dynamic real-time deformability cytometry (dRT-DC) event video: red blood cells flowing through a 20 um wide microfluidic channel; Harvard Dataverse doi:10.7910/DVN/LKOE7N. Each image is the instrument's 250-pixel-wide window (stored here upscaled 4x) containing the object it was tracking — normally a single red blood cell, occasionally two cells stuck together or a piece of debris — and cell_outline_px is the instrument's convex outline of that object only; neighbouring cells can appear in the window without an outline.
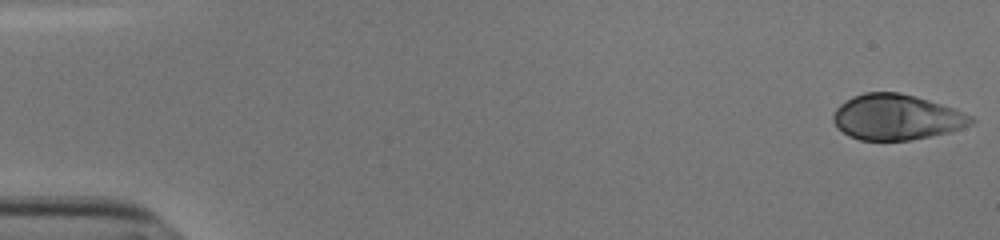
{"species": "human", "species_latin": "Homo sapiens", "temperature_condition": "cold", "stored_images_in_passage": 53, "camera_frame_rate_fps": 3000, "um_per_image_px": 0.085, "donor": {"sex": "male"}, "frame": {"image": 1, "passage_image": 1, "time_ms": 0.0, "image_size_px": [1000, 240], "cell_outline_px": [[976, 120], [972, 124], [948, 132], [908, 140], [860, 140], [848, 136], [836, 128], [832, 120], [832, 116], [836, 108], [840, 104], [852, 96], [864, 92], [900, 92], [916, 96], [952, 108], [972, 116]], "centroid_in_image_um": [76.14, 9.95], "position_along_channel_um": 8.9, "area_um2": 36.53}}
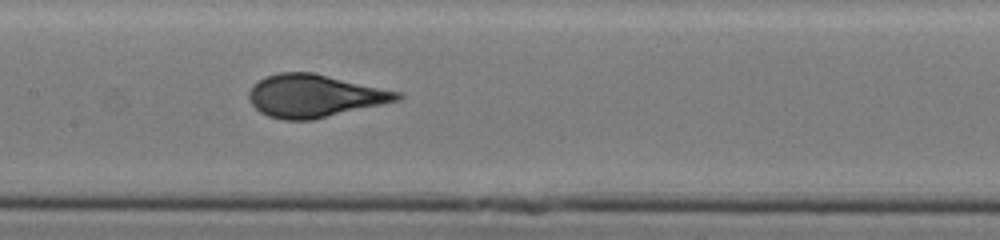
{"frame": {"image": 2, "passage_image": 27, "time_ms": 8.667, "image_size_px": [1000, 240], "cell_outline_px": [[404, 96], [400, 100], [312, 120], [284, 120], [268, 116], [260, 112], [252, 104], [248, 96], [248, 92], [260, 80], [268, 76], [280, 72], [312, 72], [400, 92]], "centroid_in_image_um": [26.74, 8.16], "position_along_channel_um": 180.7, "area_um2": 36.53}}
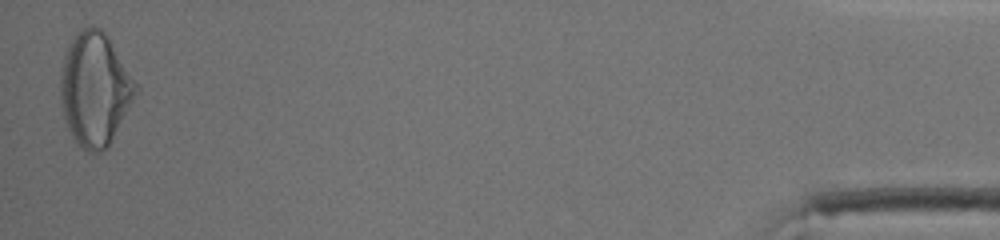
{"frame": {"image": 3, "passage_image": 53, "time_ms": 17.333, "image_size_px": [1000, 240], "cell_outline_px": [[140, 92], [108, 148], [100, 152], [88, 152], [72, 136], [64, 120], [60, 96], [60, 76], [64, 56], [68, 44], [72, 36], [80, 28], [88, 24], [100, 28], [108, 36], [140, 84]], "centroid_in_image_um": [8.12, 7.55], "position_along_channel_um": 427.1, "area_um2": 50.92}, "authors_computed_cell_mechanics": {"area_um2": 36.6452, "velocity_mm_per_s": 3.825, "shape_relaxation_time_tau1_ms": 3.8518, "shape_relaxation_time_tau2_ms": null, "deformation_change_tau1": 0.1934, "deformation_change_tau2": null}}